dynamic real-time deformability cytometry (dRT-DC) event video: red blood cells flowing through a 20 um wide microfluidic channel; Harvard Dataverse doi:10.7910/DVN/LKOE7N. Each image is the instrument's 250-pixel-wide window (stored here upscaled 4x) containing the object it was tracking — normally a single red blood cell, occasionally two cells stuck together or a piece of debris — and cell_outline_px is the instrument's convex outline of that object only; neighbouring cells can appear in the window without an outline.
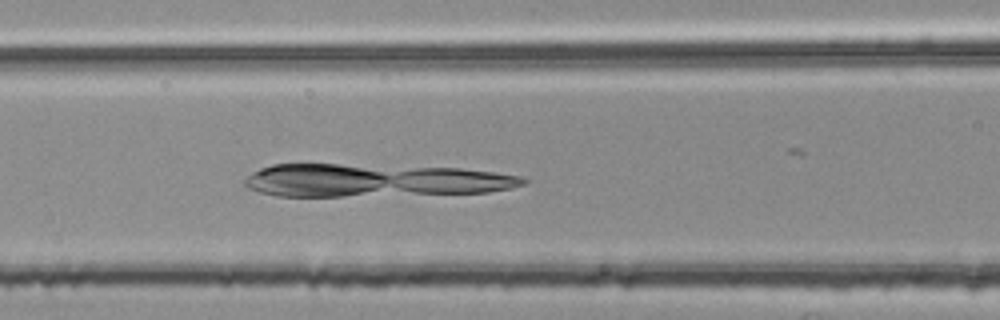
{"species": "common noctule bat (a hibernating species)", "species_latin": "Nyctalus noctula", "temperature_condition": "room temperature", "stored_images_in_passage": 35, "camera_frame_rate_fps": 3000, "um_per_image_px": 0.085, "animal": {"sex": "female", "body_mass_g": 25.1}, "frame": {"image": 1, "passage_image": 15, "time_ms": 4.667, "image_size_px": [1000, 320], "cell_outline_px": [[528, 180], [524, 184], [512, 188], [488, 192], [344, 196], [276, 196], [260, 192], [248, 188], [244, 184], [244, 180], [252, 172], [260, 168], [272, 164], [340, 164], [460, 168], [492, 172], [520, 176]], "centroid_in_image_um": [31.77, 15.33], "position_along_channel_um": 134.8, "area_um2": 53.06}}